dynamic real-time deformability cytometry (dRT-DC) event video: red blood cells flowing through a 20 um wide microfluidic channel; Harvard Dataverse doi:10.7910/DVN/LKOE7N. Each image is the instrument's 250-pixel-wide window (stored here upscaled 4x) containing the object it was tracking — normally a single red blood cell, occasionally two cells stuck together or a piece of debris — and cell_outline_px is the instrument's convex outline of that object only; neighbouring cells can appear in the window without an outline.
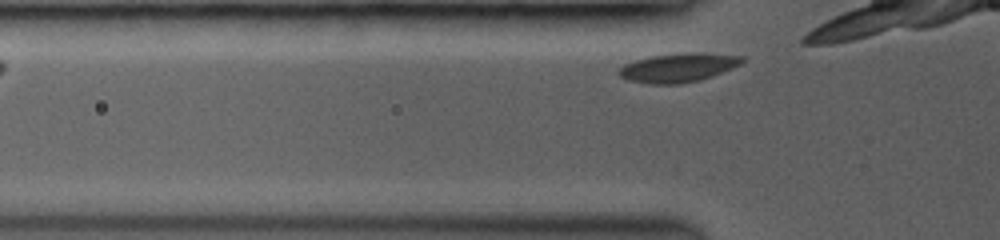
{"species": "common noctule bat (a hibernating species)", "species_latin": "Nyctalus noctula", "temperature_condition": "room temperature", "stored_images_in_passage": 4, "segment_of_instrument_passage": [2, 2], "camera_frame_rate_fps": 3500, "um_per_image_px": 0.085, "animal": {"sex": "female", "body_mass_g": 19.0, "forearm_length_mm": 53.3}, "frame": {"image": 1, "passage_image": 4, "time_ms": 0.857, "image_size_px": [1000, 240], "cell_outline_px": [[748, 60], [732, 68], [712, 76], [700, 80], [680, 84], [652, 84], [628, 80], [620, 76], [616, 72], [624, 64], [636, 60], [652, 56], [680, 52], [700, 52], [744, 56]], "centroid_in_image_um": [57.68, 5.74], "position_along_channel_um": 68.1, "area_um2": 20.98}}